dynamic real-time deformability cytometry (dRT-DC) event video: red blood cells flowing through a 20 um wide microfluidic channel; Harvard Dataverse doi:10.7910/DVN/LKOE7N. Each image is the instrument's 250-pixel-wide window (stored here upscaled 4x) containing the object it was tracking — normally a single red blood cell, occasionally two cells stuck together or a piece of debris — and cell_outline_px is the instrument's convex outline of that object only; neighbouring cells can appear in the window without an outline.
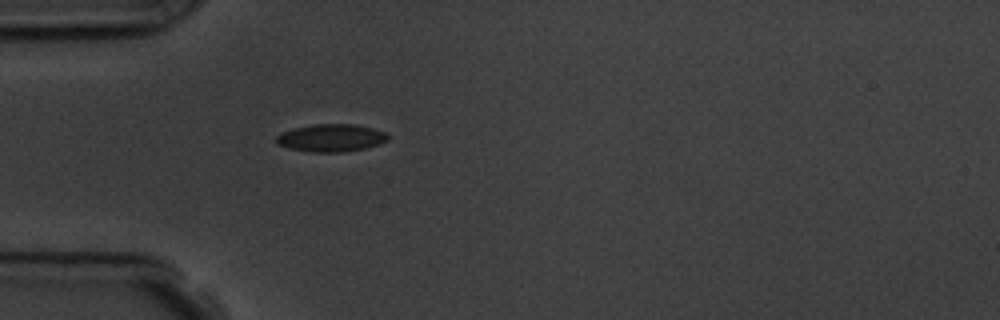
{"species": "common noctule bat (a hibernating species)", "species_latin": "Nyctalus noctula", "temperature_condition": "room temperature", "stored_images_in_passage": 1, "camera_frame_rate_fps": 3000, "um_per_image_px": 0.085, "animal": {"sex": "male", "body_mass_g": 19.5, "forearm_length_mm": 54.6}, "frame": {"image": 1, "passage_image": 1, "time_ms": 0.0, "image_size_px": [1000, 320], "cell_outline_px": [[388, 140], [364, 148], [344, 152], [312, 152], [288, 148], [276, 144], [276, 136], [280, 132], [292, 128], [312, 124], [356, 124], [372, 128], [384, 132], [388, 136]], "centroid_in_image_um": [28.07, 11.71], "position_along_channel_um": 56.9, "area_um2": 17.98}}